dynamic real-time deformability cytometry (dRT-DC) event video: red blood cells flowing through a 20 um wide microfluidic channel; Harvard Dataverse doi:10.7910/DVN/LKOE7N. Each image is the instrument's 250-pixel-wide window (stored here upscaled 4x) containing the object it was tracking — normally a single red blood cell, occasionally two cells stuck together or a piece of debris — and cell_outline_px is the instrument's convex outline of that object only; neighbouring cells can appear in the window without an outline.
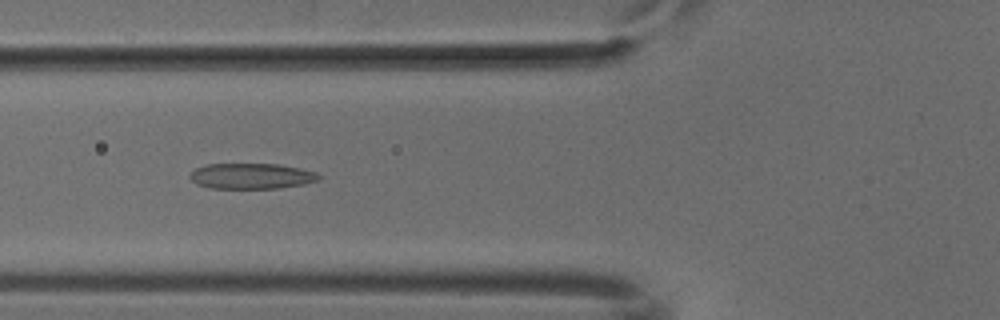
{"species": "common noctule bat (a hibernating species)", "species_latin": "Nyctalus noctula", "temperature_condition": "cold", "stored_images_in_passage": 52, "camera_frame_rate_fps": 3000, "um_per_image_px": 0.085, "animal": {"sex": "male", "body_mass_g": 18.8}, "frame": {"image": 1, "passage_image": 20, "time_ms": 6.333, "image_size_px": [1000, 320], "cell_outline_px": [[320, 180], [304, 184], [276, 188], [212, 188], [196, 184], [188, 176], [196, 168], [208, 164], [280, 164], [300, 168], [316, 172], [320, 176]], "centroid_in_image_um": [21.39, 14.96], "position_along_channel_um": 104.4, "area_um2": 19.19}}
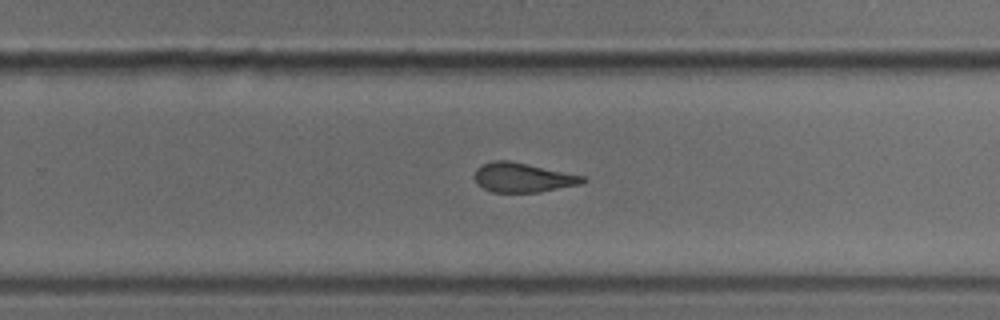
{"frame": {"image": 2, "passage_image": 34, "time_ms": 11.0, "image_size_px": [1000, 320], "cell_outline_px": [[588, 180], [584, 184], [540, 192], [492, 192], [476, 184], [472, 176], [476, 168], [480, 164], [492, 160], [508, 160], [528, 164], [584, 176]], "centroid_in_image_um": [44.41, 15.09], "position_along_channel_um": 285.4, "area_um2": 18.9}}
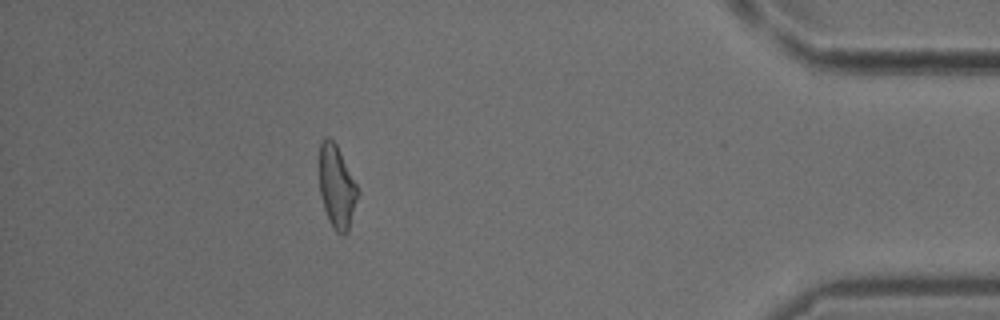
{"frame": {"image": 3, "passage_image": 47, "time_ms": 15.333, "image_size_px": [1000, 320], "cell_outline_px": [[360, 192], [348, 232], [344, 236], [340, 236], [332, 228], [328, 220], [320, 196], [320, 144], [324, 136], [328, 136], [336, 144]], "centroid_in_image_um": [28.63, 15.94], "position_along_channel_um": 406.6, "area_um2": 18.67}}